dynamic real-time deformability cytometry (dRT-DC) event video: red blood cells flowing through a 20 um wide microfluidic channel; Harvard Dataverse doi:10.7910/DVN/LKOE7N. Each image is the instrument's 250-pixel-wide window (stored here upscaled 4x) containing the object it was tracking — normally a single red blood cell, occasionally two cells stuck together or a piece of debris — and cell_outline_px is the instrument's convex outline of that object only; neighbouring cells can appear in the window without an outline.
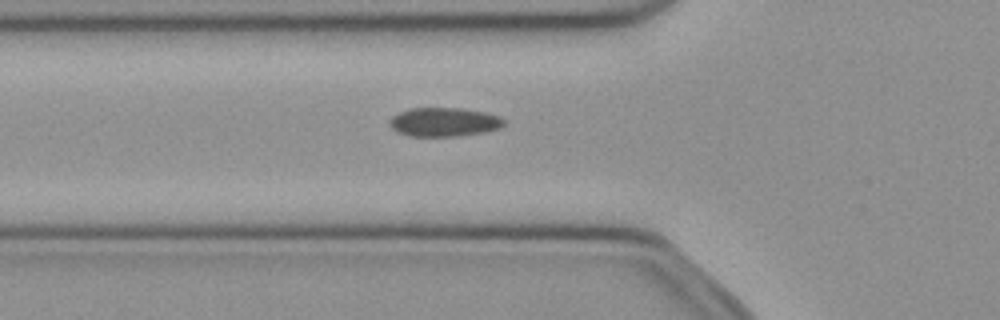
{"species": "common noctule bat (a hibernating species)", "species_latin": "Nyctalus noctula", "temperature_condition": "cold", "stored_images_in_passage": 43, "camera_frame_rate_fps": 3000, "um_per_image_px": 0.085, "animal": {"sex": "female", "body_mass_g": 21.9}, "frame": {"image": 1, "passage_image": 10, "time_ms": 3.0, "image_size_px": [1000, 320], "cell_outline_px": [[504, 124], [500, 128], [484, 132], [456, 136], [412, 136], [396, 132], [388, 124], [388, 120], [392, 116], [400, 112], [412, 108], [460, 108], [484, 112], [500, 116], [504, 120]], "centroid_in_image_um": [37.72, 10.37], "position_along_channel_um": 88.1, "area_um2": 19.25}}
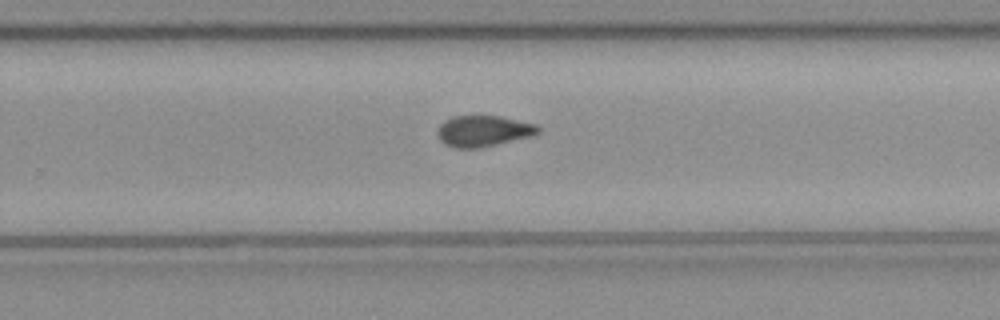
{"frame": {"image": 2, "passage_image": 25, "time_ms": 8.0, "image_size_px": [1000, 320], "cell_outline_px": [[540, 132], [532, 136], [480, 148], [452, 148], [444, 144], [440, 140], [436, 132], [440, 124], [444, 120], [452, 116], [500, 116], [536, 124], [540, 128]], "centroid_in_image_um": [41.06, 11.14], "position_along_channel_um": 288.7, "area_um2": 18.38}}
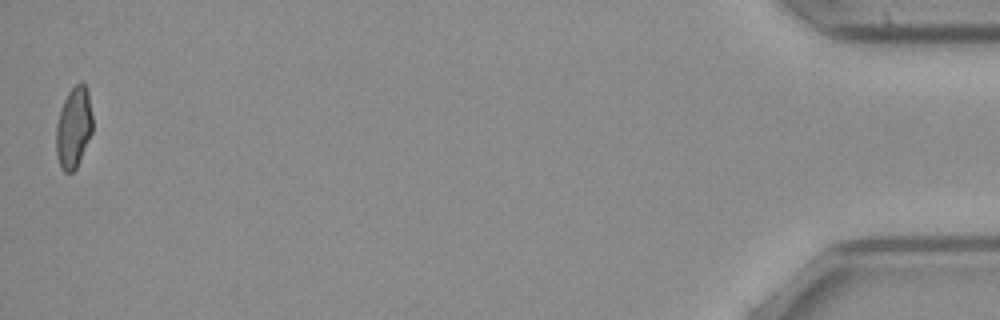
{"frame": {"image": 3, "passage_image": 43, "time_ms": 14.0, "image_size_px": [1000, 320], "cell_outline_px": [[92, 132], [80, 160], [76, 168], [72, 172], [64, 172], [60, 168], [56, 156], [56, 124], [64, 100], [68, 92], [80, 80], [84, 84], [88, 92], [92, 116]], "centroid_in_image_um": [6.25, 10.86], "position_along_channel_um": 428.9, "area_um2": 17.22}, "authors_computed_cell_mechanics": {"area_um2": 18.3804, "velocity_mm_per_s": 3.9979, "shape_relaxation_time_tau1_ms": null, "shape_relaxation_time_tau2_ms": 6.8604, "deformation_change_tau1": null, "deformation_change_tau2": 0.1141}}